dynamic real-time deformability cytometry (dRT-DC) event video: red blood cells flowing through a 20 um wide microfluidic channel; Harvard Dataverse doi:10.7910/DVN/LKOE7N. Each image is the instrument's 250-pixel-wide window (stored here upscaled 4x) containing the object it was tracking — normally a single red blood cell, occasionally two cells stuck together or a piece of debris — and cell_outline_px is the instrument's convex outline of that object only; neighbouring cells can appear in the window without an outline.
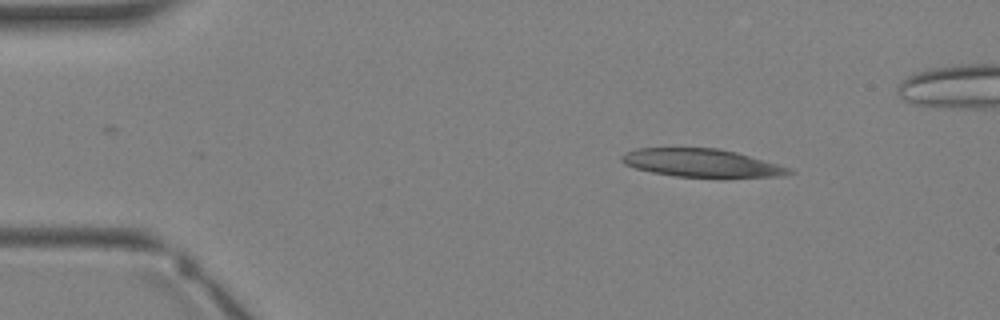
{"species": "Egyptian fruit bat (a non-hibernating species)", "species_latin": "Rousettus aegyptiacus", "temperature_condition": "warm", "stored_images_in_passage": 3, "camera_frame_rate_fps": 3000, "um_per_image_px": 0.085, "animal": {"sex": "female"}, "frame": {"image": 1, "passage_image": 1, "time_ms": 0.0, "image_size_px": [1000, 320], "cell_outline_px": [[796, 172], [780, 176], [676, 176], [652, 172], [636, 168], [624, 164], [620, 160], [620, 156], [624, 152], [636, 148], [716, 148], [736, 152], [792, 168]], "centroid_in_image_um": [59.58, 13.83], "position_along_channel_um": 25.4, "area_um2": 26.93}}